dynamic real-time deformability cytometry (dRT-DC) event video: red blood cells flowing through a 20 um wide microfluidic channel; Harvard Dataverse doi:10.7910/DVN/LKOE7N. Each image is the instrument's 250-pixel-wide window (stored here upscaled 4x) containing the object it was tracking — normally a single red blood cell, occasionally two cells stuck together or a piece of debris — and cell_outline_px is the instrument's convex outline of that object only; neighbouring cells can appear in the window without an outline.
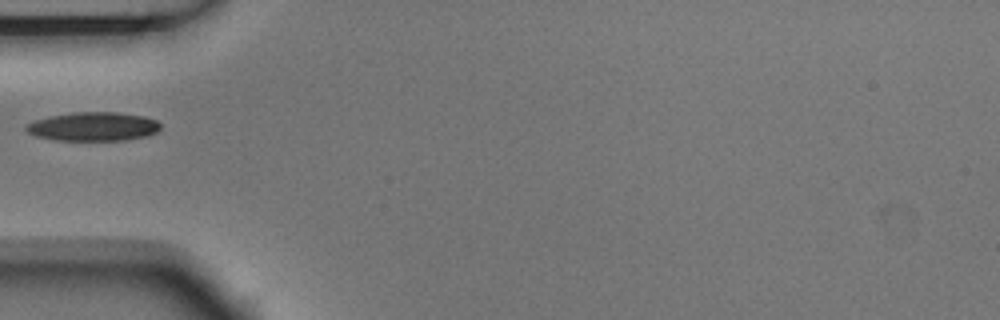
{"species": "Egyptian fruit bat (a non-hibernating species)", "species_latin": "Rousettus aegyptiacus", "temperature_condition": "room temperature", "stored_images_in_passage": 3, "camera_frame_rate_fps": 3000, "um_per_image_px": 0.085, "animal": {"sex": "male"}, "frame": {"image": 1, "passage_image": 2, "time_ms": 0.333, "image_size_px": [1000, 320], "cell_outline_px": [[160, 128], [156, 132], [148, 136], [128, 140], [52, 140], [36, 136], [28, 132], [24, 128], [28, 124], [36, 120], [52, 116], [72, 112], [116, 112], [144, 116], [156, 120], [160, 124]], "centroid_in_image_um": [7.95, 10.76], "position_along_channel_um": 77.0, "area_um2": 22.54}}
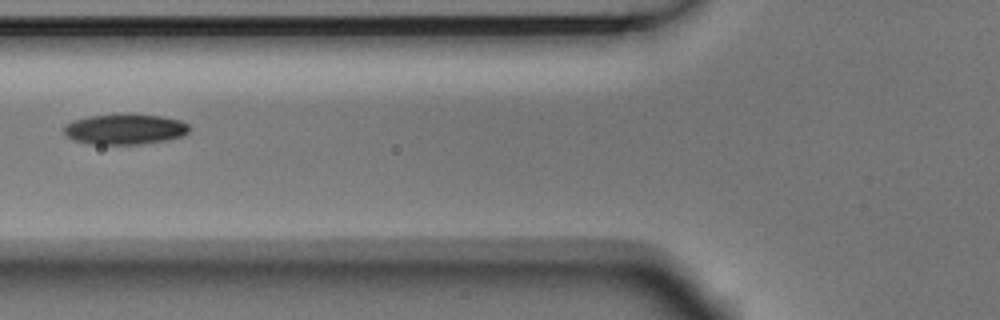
{"frame": {"image": 2, "passage_image": 3, "time_ms": 0.667, "image_size_px": [1000, 320], "cell_outline_px": [[188, 132], [184, 136], [164, 140], [140, 144], [88, 144], [72, 140], [64, 132], [64, 124], [72, 120], [88, 116], [124, 112], [128, 112], [164, 116], [180, 120], [188, 124]], "centroid_in_image_um": [10.59, 10.95], "position_along_channel_um": 115.2, "area_um2": 22.89}}